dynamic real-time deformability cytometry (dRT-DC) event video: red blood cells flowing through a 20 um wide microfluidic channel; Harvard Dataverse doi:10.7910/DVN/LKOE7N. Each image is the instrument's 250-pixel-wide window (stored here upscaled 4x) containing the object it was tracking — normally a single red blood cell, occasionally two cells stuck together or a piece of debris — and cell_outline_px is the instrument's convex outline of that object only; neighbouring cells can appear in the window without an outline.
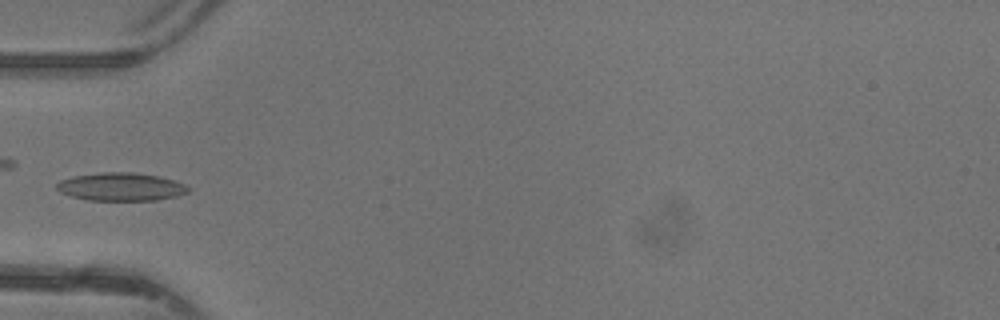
{"species": "common noctule bat (a hibernating species)", "species_latin": "Nyctalus noctula", "temperature_condition": "warm", "stored_images_in_passage": 32, "camera_frame_rate_fps": 3000, "um_per_image_px": 0.085, "animal": {"sex": "female"}, "frame": {"image": 1, "passage_image": 1, "time_ms": 0.0, "image_size_px": [1000, 320], "cell_outline_px": [[192, 188], [188, 192], [176, 196], [156, 200], [88, 200], [72, 196], [60, 192], [56, 188], [56, 184], [60, 180], [72, 176], [100, 172], [136, 172], [156, 176], [172, 180], [184, 184]], "centroid_in_image_um": [10.26, 15.87], "position_along_channel_um": 74.7, "area_um2": 21.5}}
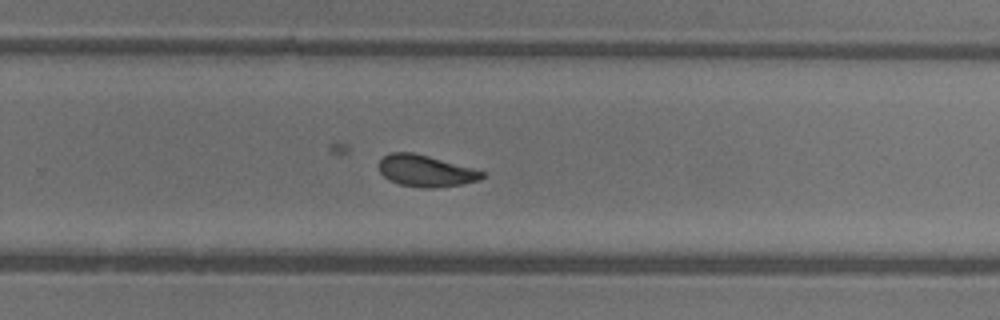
{"frame": {"image": 2, "passage_image": 16, "time_ms": 5.0, "image_size_px": [1000, 320], "cell_outline_px": [[484, 176], [480, 180], [460, 184], [436, 188], [424, 188], [400, 184], [388, 180], [380, 172], [380, 160], [388, 152], [412, 152], [428, 156], [472, 168], [484, 172]], "centroid_in_image_um": [36.16, 14.53], "position_along_channel_um": 293.6, "area_um2": 18.79}}
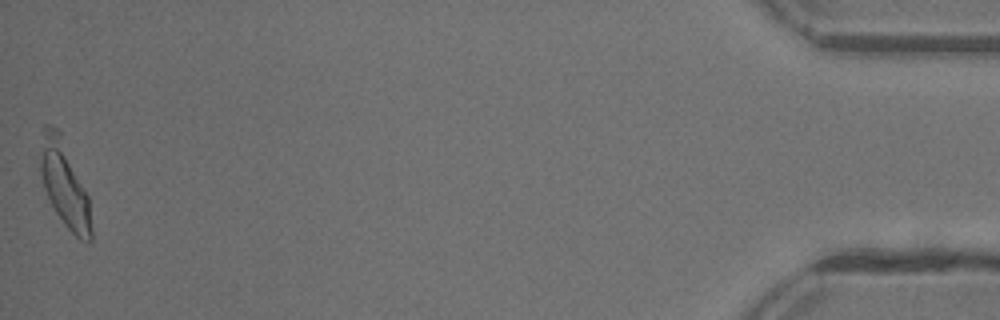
{"frame": {"image": 3, "passage_image": 32, "time_ms": 10.333, "image_size_px": [1000, 320], "cell_outline_px": [[92, 240], [80, 240], [64, 224], [56, 212], [44, 188], [40, 172], [40, 160], [44, 124], [48, 124], [56, 128], [60, 132], [88, 196], [92, 228]], "centroid_in_image_um": [5.49, 15.68], "position_along_channel_um": 429.7, "area_um2": 24.74}}